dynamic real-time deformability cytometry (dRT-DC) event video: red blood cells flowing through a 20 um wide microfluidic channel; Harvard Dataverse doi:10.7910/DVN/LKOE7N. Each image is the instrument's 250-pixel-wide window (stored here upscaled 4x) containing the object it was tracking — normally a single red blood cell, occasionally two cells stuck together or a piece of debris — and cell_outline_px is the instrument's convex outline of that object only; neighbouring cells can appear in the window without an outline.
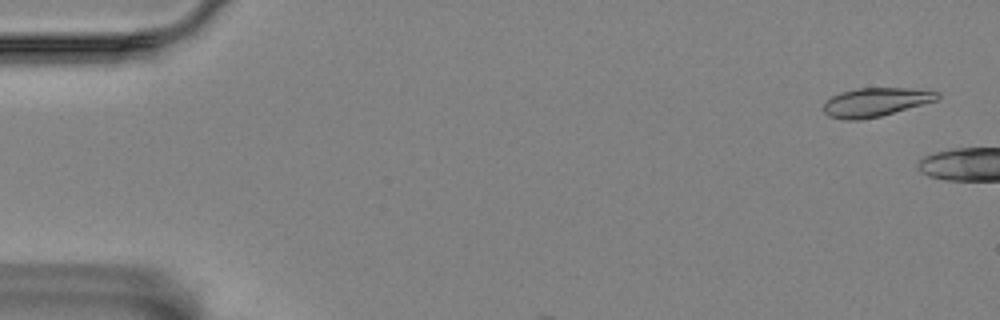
{"species": "Egyptian fruit bat (a non-hibernating species)", "species_latin": "Rousettus aegyptiacus", "temperature_condition": "room temperature", "stored_images_in_passage": 7, "camera_frame_rate_fps": 3000, "um_per_image_px": 0.085, "animal": {"sex": "female"}, "frame": {"image": 1, "passage_image": 3, "time_ms": 0.667, "image_size_px": [1000, 320], "cell_outline_px": [[940, 96], [936, 100], [880, 116], [860, 120], [844, 120], [828, 116], [824, 112], [824, 104], [832, 96], [840, 92], [856, 88], [904, 88], [940, 92]], "centroid_in_image_um": [74.38, 8.68], "position_along_channel_um": 10.6, "area_um2": 18.84}}